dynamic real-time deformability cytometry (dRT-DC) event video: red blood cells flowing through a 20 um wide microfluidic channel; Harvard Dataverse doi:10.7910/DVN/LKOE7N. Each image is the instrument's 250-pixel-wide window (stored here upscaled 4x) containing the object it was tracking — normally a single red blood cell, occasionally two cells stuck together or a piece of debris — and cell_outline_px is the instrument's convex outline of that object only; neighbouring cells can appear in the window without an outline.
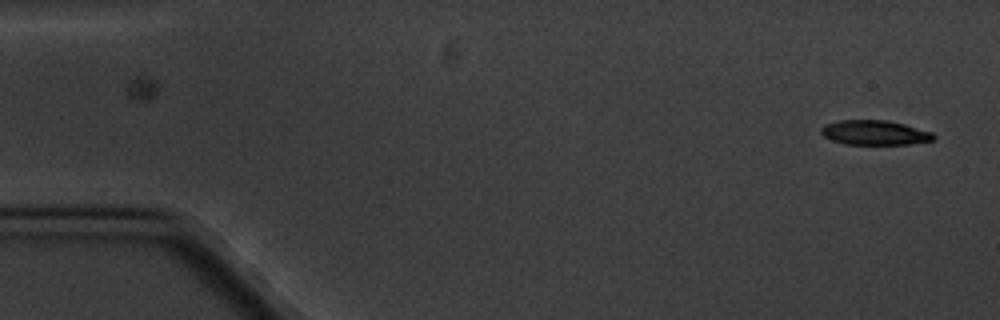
{"species": "common noctule bat (a hibernating species)", "species_latin": "Nyctalus noctula", "temperature_condition": "cold", "stored_images_in_passage": 3, "camera_frame_rate_fps": 3000, "um_per_image_px": 0.085, "animal": {"sex": "male", "body_mass_g": 20.1, "forearm_length_mm": 53.5}, "frame": {"image": 1, "passage_image": 3, "time_ms": 2.333, "image_size_px": [1000, 320], "cell_outline_px": [[936, 136], [932, 140], [908, 144], [844, 144], [832, 140], [824, 136], [820, 132], [820, 128], [824, 124], [840, 120], [888, 120], [904, 124], [932, 132]], "centroid_in_image_um": [74.32, 11.27], "position_along_channel_um": 10.7, "area_um2": 16.13}}